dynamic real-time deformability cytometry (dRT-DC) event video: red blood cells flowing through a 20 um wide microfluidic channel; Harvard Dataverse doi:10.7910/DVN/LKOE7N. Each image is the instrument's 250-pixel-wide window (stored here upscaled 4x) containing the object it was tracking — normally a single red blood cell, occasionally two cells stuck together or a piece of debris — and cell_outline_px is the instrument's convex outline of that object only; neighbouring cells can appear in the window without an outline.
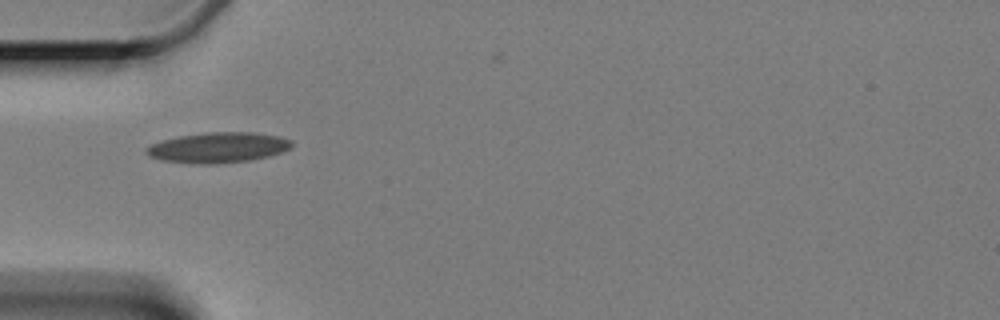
{"species": "Egyptian fruit bat (a non-hibernating species)", "species_latin": "Rousettus aegyptiacus", "temperature_condition": "cold", "stored_images_in_passage": 4, "camera_frame_rate_fps": 3000, "um_per_image_px": 0.085, "animal": {"sex": "female"}, "frame": {"image": 1, "passage_image": 3, "time_ms": 4.0, "image_size_px": [1000, 320], "cell_outline_px": [[292, 148], [268, 156], [248, 160], [212, 164], [204, 164], [164, 160], [148, 156], [144, 152], [144, 148], [160, 140], [180, 136], [204, 132], [252, 132], [280, 136], [292, 140]], "centroid_in_image_um": [18.53, 12.52], "position_along_channel_um": 66.5, "area_um2": 25.66}}
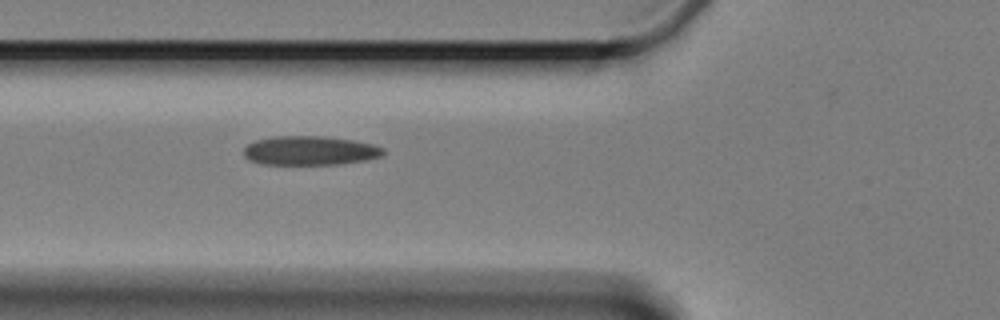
{"frame": {"image": 2, "passage_image": 4, "time_ms": 5.0, "image_size_px": [1000, 320], "cell_outline_px": [[384, 152], [380, 156], [364, 160], [340, 164], [260, 164], [248, 160], [244, 156], [244, 148], [248, 144], [256, 140], [276, 136], [324, 136], [352, 140], [372, 144], [384, 148]], "centroid_in_image_um": [26.31, 12.8], "position_along_channel_um": 99.5, "area_um2": 23.58}}